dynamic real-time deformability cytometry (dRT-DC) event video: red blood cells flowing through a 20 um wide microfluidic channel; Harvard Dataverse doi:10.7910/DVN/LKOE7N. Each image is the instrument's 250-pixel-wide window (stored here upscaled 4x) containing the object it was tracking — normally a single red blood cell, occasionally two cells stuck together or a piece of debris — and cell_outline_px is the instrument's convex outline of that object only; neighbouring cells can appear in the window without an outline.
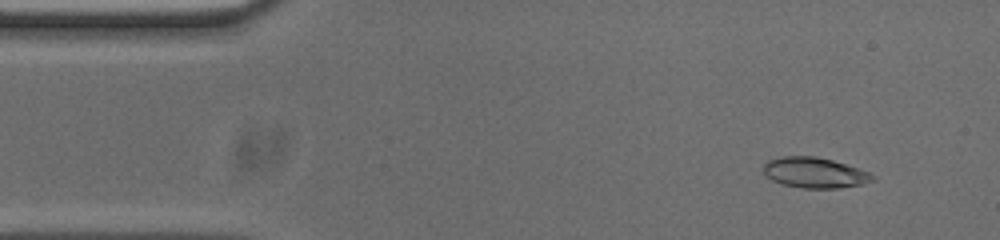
{"species": "common noctule bat (a hibernating species)", "species_latin": "Nyctalus noctula", "temperature_condition": "cold", "stored_images_in_passage": 52, "camera_frame_rate_fps": 3000, "um_per_image_px": 0.085, "animal": {"sex": "male", "body_mass_g": 20.0, "forearm_length_mm": 53.3}, "frame": {"image": 1, "passage_image": 4, "time_ms": 1.0, "image_size_px": [1000, 240], "cell_outline_px": [[876, 180], [864, 184], [840, 188], [804, 188], [784, 184], [772, 180], [764, 176], [764, 164], [768, 160], [784, 156], [816, 156], [832, 160], [868, 172], [876, 176]], "centroid_in_image_um": [69.26, 14.68], "position_along_channel_um": 15.7, "area_um2": 19.36}}
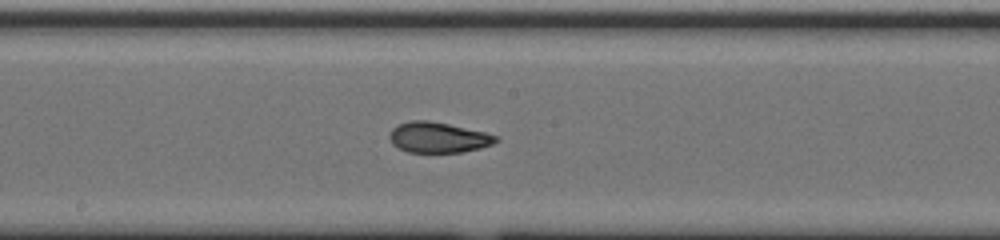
{"frame": {"image": 2, "passage_image": 26, "time_ms": 8.333, "image_size_px": [1000, 240], "cell_outline_px": [[500, 140], [492, 144], [480, 148], [460, 152], [408, 152], [392, 144], [388, 136], [392, 128], [396, 124], [412, 120], [428, 120], [448, 124], [484, 132], [500, 136]], "centroid_in_image_um": [37.23, 11.67], "position_along_channel_um": 211.0, "area_um2": 18.96}}
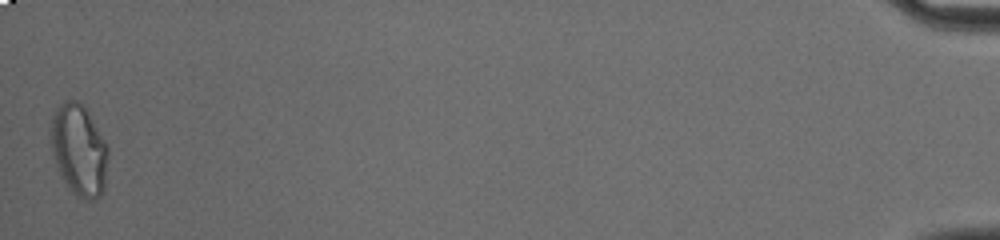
{"frame": {"image": 3, "passage_image": 52, "time_ms": 17.0, "image_size_px": [1000, 240], "cell_outline_px": [[108, 160], [104, 192], [100, 196], [92, 200], [84, 200], [72, 192], [68, 188], [56, 164], [52, 152], [52, 116], [56, 108], [64, 100], [76, 100], [84, 104], [88, 108], [108, 148]], "centroid_in_image_um": [6.75, 12.74], "position_along_channel_um": 428.5, "area_um2": 30.63}, "authors_computed_cell_mechanics": {"area_um2": 19.6809, "velocity_mm_per_s": 3.7525, "shape_relaxation_time_tau1_ms": null, "shape_relaxation_time_tau2_ms": 1.5552, "deformation_change_tau1": null, "deformation_change_tau2": 0.0674}}